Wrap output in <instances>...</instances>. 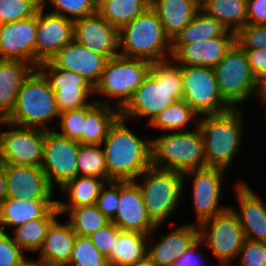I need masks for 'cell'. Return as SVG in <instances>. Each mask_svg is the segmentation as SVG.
<instances>
[{
  "label": "cell",
  "instance_id": "cell-1",
  "mask_svg": "<svg viewBox=\"0 0 266 266\" xmlns=\"http://www.w3.org/2000/svg\"><path fill=\"white\" fill-rule=\"evenodd\" d=\"M182 98V66L173 58L153 62L142 84L120 111V116L126 120L134 116L148 117L150 123L156 115Z\"/></svg>",
  "mask_w": 266,
  "mask_h": 266
},
{
  "label": "cell",
  "instance_id": "cell-2",
  "mask_svg": "<svg viewBox=\"0 0 266 266\" xmlns=\"http://www.w3.org/2000/svg\"><path fill=\"white\" fill-rule=\"evenodd\" d=\"M119 116L102 142L109 181H137L151 163V139L143 140Z\"/></svg>",
  "mask_w": 266,
  "mask_h": 266
},
{
  "label": "cell",
  "instance_id": "cell-3",
  "mask_svg": "<svg viewBox=\"0 0 266 266\" xmlns=\"http://www.w3.org/2000/svg\"><path fill=\"white\" fill-rule=\"evenodd\" d=\"M119 54L151 63L172 57L171 39L157 13L149 7L118 30ZM167 49V50H166ZM171 55V56H170Z\"/></svg>",
  "mask_w": 266,
  "mask_h": 266
},
{
  "label": "cell",
  "instance_id": "cell-4",
  "mask_svg": "<svg viewBox=\"0 0 266 266\" xmlns=\"http://www.w3.org/2000/svg\"><path fill=\"white\" fill-rule=\"evenodd\" d=\"M239 109L221 114H204L198 120L202 134L207 167L228 169L243 138V118Z\"/></svg>",
  "mask_w": 266,
  "mask_h": 266
},
{
  "label": "cell",
  "instance_id": "cell-5",
  "mask_svg": "<svg viewBox=\"0 0 266 266\" xmlns=\"http://www.w3.org/2000/svg\"><path fill=\"white\" fill-rule=\"evenodd\" d=\"M151 163L154 167L180 173L206 168L204 142L198 123L195 131L167 132L151 139Z\"/></svg>",
  "mask_w": 266,
  "mask_h": 266
},
{
  "label": "cell",
  "instance_id": "cell-6",
  "mask_svg": "<svg viewBox=\"0 0 266 266\" xmlns=\"http://www.w3.org/2000/svg\"><path fill=\"white\" fill-rule=\"evenodd\" d=\"M59 115L55 93L45 76L35 69L20 87L14 109L4 121L20 127L48 130L45 124Z\"/></svg>",
  "mask_w": 266,
  "mask_h": 266
},
{
  "label": "cell",
  "instance_id": "cell-7",
  "mask_svg": "<svg viewBox=\"0 0 266 266\" xmlns=\"http://www.w3.org/2000/svg\"><path fill=\"white\" fill-rule=\"evenodd\" d=\"M139 177L142 183L134 182L139 186L147 213L156 225H162L179 205L185 177L183 173L152 165Z\"/></svg>",
  "mask_w": 266,
  "mask_h": 266
},
{
  "label": "cell",
  "instance_id": "cell-8",
  "mask_svg": "<svg viewBox=\"0 0 266 266\" xmlns=\"http://www.w3.org/2000/svg\"><path fill=\"white\" fill-rule=\"evenodd\" d=\"M213 69L219 93L231 108H237L254 93L259 94L260 82L249 66L246 52L236 43Z\"/></svg>",
  "mask_w": 266,
  "mask_h": 266
},
{
  "label": "cell",
  "instance_id": "cell-9",
  "mask_svg": "<svg viewBox=\"0 0 266 266\" xmlns=\"http://www.w3.org/2000/svg\"><path fill=\"white\" fill-rule=\"evenodd\" d=\"M151 62L120 54L107 60L94 93L116 99L115 108L121 111L131 100L150 71ZM117 106V107H116Z\"/></svg>",
  "mask_w": 266,
  "mask_h": 266
},
{
  "label": "cell",
  "instance_id": "cell-10",
  "mask_svg": "<svg viewBox=\"0 0 266 266\" xmlns=\"http://www.w3.org/2000/svg\"><path fill=\"white\" fill-rule=\"evenodd\" d=\"M199 239L207 244L216 259L223 266L236 259L245 240L243 228L233 208L209 218L198 225ZM228 264V265H226Z\"/></svg>",
  "mask_w": 266,
  "mask_h": 266
},
{
  "label": "cell",
  "instance_id": "cell-11",
  "mask_svg": "<svg viewBox=\"0 0 266 266\" xmlns=\"http://www.w3.org/2000/svg\"><path fill=\"white\" fill-rule=\"evenodd\" d=\"M183 100L198 114H221L231 107L221 97L214 69L182 66Z\"/></svg>",
  "mask_w": 266,
  "mask_h": 266
},
{
  "label": "cell",
  "instance_id": "cell-12",
  "mask_svg": "<svg viewBox=\"0 0 266 266\" xmlns=\"http://www.w3.org/2000/svg\"><path fill=\"white\" fill-rule=\"evenodd\" d=\"M3 124L10 129L0 132V162L41 167L46 130L0 122V125Z\"/></svg>",
  "mask_w": 266,
  "mask_h": 266
},
{
  "label": "cell",
  "instance_id": "cell-13",
  "mask_svg": "<svg viewBox=\"0 0 266 266\" xmlns=\"http://www.w3.org/2000/svg\"><path fill=\"white\" fill-rule=\"evenodd\" d=\"M80 143L61 136L51 129L46 130L41 168L50 186L62 188L77 176V156Z\"/></svg>",
  "mask_w": 266,
  "mask_h": 266
},
{
  "label": "cell",
  "instance_id": "cell-14",
  "mask_svg": "<svg viewBox=\"0 0 266 266\" xmlns=\"http://www.w3.org/2000/svg\"><path fill=\"white\" fill-rule=\"evenodd\" d=\"M37 69L45 76L55 93L60 113L79 109L93 102L88 101V98L94 95V88L78 73L56 68L50 61L41 63Z\"/></svg>",
  "mask_w": 266,
  "mask_h": 266
},
{
  "label": "cell",
  "instance_id": "cell-15",
  "mask_svg": "<svg viewBox=\"0 0 266 266\" xmlns=\"http://www.w3.org/2000/svg\"><path fill=\"white\" fill-rule=\"evenodd\" d=\"M226 169L218 167H206L203 169L191 170L183 173V177L193 175V203L197 215L196 225L213 218L228 207L219 206L221 198L222 178Z\"/></svg>",
  "mask_w": 266,
  "mask_h": 266
},
{
  "label": "cell",
  "instance_id": "cell-16",
  "mask_svg": "<svg viewBox=\"0 0 266 266\" xmlns=\"http://www.w3.org/2000/svg\"><path fill=\"white\" fill-rule=\"evenodd\" d=\"M37 13L29 18L0 24V59L28 62L35 67Z\"/></svg>",
  "mask_w": 266,
  "mask_h": 266
},
{
  "label": "cell",
  "instance_id": "cell-17",
  "mask_svg": "<svg viewBox=\"0 0 266 266\" xmlns=\"http://www.w3.org/2000/svg\"><path fill=\"white\" fill-rule=\"evenodd\" d=\"M44 6L37 12L35 68L49 61L63 46L73 40V21L48 12Z\"/></svg>",
  "mask_w": 266,
  "mask_h": 266
},
{
  "label": "cell",
  "instance_id": "cell-18",
  "mask_svg": "<svg viewBox=\"0 0 266 266\" xmlns=\"http://www.w3.org/2000/svg\"><path fill=\"white\" fill-rule=\"evenodd\" d=\"M73 39L107 59L119 54L118 29L98 13L73 21Z\"/></svg>",
  "mask_w": 266,
  "mask_h": 266
},
{
  "label": "cell",
  "instance_id": "cell-19",
  "mask_svg": "<svg viewBox=\"0 0 266 266\" xmlns=\"http://www.w3.org/2000/svg\"><path fill=\"white\" fill-rule=\"evenodd\" d=\"M112 222L121 231L150 234L156 228L147 213L139 186L134 181H119L118 210Z\"/></svg>",
  "mask_w": 266,
  "mask_h": 266
},
{
  "label": "cell",
  "instance_id": "cell-20",
  "mask_svg": "<svg viewBox=\"0 0 266 266\" xmlns=\"http://www.w3.org/2000/svg\"><path fill=\"white\" fill-rule=\"evenodd\" d=\"M107 58L74 39L63 46L49 61L56 67L84 77L94 88L100 81Z\"/></svg>",
  "mask_w": 266,
  "mask_h": 266
},
{
  "label": "cell",
  "instance_id": "cell-21",
  "mask_svg": "<svg viewBox=\"0 0 266 266\" xmlns=\"http://www.w3.org/2000/svg\"><path fill=\"white\" fill-rule=\"evenodd\" d=\"M7 197L15 199H52L50 186L41 167L4 164Z\"/></svg>",
  "mask_w": 266,
  "mask_h": 266
},
{
  "label": "cell",
  "instance_id": "cell-22",
  "mask_svg": "<svg viewBox=\"0 0 266 266\" xmlns=\"http://www.w3.org/2000/svg\"><path fill=\"white\" fill-rule=\"evenodd\" d=\"M198 239V225L193 223L180 226L169 234L162 235L155 245L148 241L147 261L156 266H173Z\"/></svg>",
  "mask_w": 266,
  "mask_h": 266
},
{
  "label": "cell",
  "instance_id": "cell-23",
  "mask_svg": "<svg viewBox=\"0 0 266 266\" xmlns=\"http://www.w3.org/2000/svg\"><path fill=\"white\" fill-rule=\"evenodd\" d=\"M240 214L233 209L243 228L246 239L266 242V204L252 191L247 183L239 182L236 187Z\"/></svg>",
  "mask_w": 266,
  "mask_h": 266
},
{
  "label": "cell",
  "instance_id": "cell-24",
  "mask_svg": "<svg viewBox=\"0 0 266 266\" xmlns=\"http://www.w3.org/2000/svg\"><path fill=\"white\" fill-rule=\"evenodd\" d=\"M235 43V37H216L182 45L171 58L181 66L214 68Z\"/></svg>",
  "mask_w": 266,
  "mask_h": 266
},
{
  "label": "cell",
  "instance_id": "cell-25",
  "mask_svg": "<svg viewBox=\"0 0 266 266\" xmlns=\"http://www.w3.org/2000/svg\"><path fill=\"white\" fill-rule=\"evenodd\" d=\"M76 236L68 222L61 224L56 219L51 224L39 249V261L45 266H67Z\"/></svg>",
  "mask_w": 266,
  "mask_h": 266
},
{
  "label": "cell",
  "instance_id": "cell-26",
  "mask_svg": "<svg viewBox=\"0 0 266 266\" xmlns=\"http://www.w3.org/2000/svg\"><path fill=\"white\" fill-rule=\"evenodd\" d=\"M160 225L150 233L121 231L106 257L109 266H138L147 261L148 240Z\"/></svg>",
  "mask_w": 266,
  "mask_h": 266
},
{
  "label": "cell",
  "instance_id": "cell-27",
  "mask_svg": "<svg viewBox=\"0 0 266 266\" xmlns=\"http://www.w3.org/2000/svg\"><path fill=\"white\" fill-rule=\"evenodd\" d=\"M53 199H15L6 198L0 205V231L5 232L6 226L17 227L28 221L43 218L54 206Z\"/></svg>",
  "mask_w": 266,
  "mask_h": 266
},
{
  "label": "cell",
  "instance_id": "cell-28",
  "mask_svg": "<svg viewBox=\"0 0 266 266\" xmlns=\"http://www.w3.org/2000/svg\"><path fill=\"white\" fill-rule=\"evenodd\" d=\"M35 69L28 62L0 60V115L4 119L11 114L20 87Z\"/></svg>",
  "mask_w": 266,
  "mask_h": 266
},
{
  "label": "cell",
  "instance_id": "cell-29",
  "mask_svg": "<svg viewBox=\"0 0 266 266\" xmlns=\"http://www.w3.org/2000/svg\"><path fill=\"white\" fill-rule=\"evenodd\" d=\"M165 33L172 40L200 10L196 0H151Z\"/></svg>",
  "mask_w": 266,
  "mask_h": 266
},
{
  "label": "cell",
  "instance_id": "cell-30",
  "mask_svg": "<svg viewBox=\"0 0 266 266\" xmlns=\"http://www.w3.org/2000/svg\"><path fill=\"white\" fill-rule=\"evenodd\" d=\"M216 37H235V33L200 9L194 18L171 40V54L173 55L182 45Z\"/></svg>",
  "mask_w": 266,
  "mask_h": 266
},
{
  "label": "cell",
  "instance_id": "cell-31",
  "mask_svg": "<svg viewBox=\"0 0 266 266\" xmlns=\"http://www.w3.org/2000/svg\"><path fill=\"white\" fill-rule=\"evenodd\" d=\"M104 100V101H103ZM95 100L97 104L86 114L80 144L101 145L110 126L120 116V111L112 107L105 99Z\"/></svg>",
  "mask_w": 266,
  "mask_h": 266
},
{
  "label": "cell",
  "instance_id": "cell-32",
  "mask_svg": "<svg viewBox=\"0 0 266 266\" xmlns=\"http://www.w3.org/2000/svg\"><path fill=\"white\" fill-rule=\"evenodd\" d=\"M107 183L106 180L93 176H76L60 188L62 196L70 199L69 203L57 200L58 208H77L81 206L96 205L102 187Z\"/></svg>",
  "mask_w": 266,
  "mask_h": 266
},
{
  "label": "cell",
  "instance_id": "cell-33",
  "mask_svg": "<svg viewBox=\"0 0 266 266\" xmlns=\"http://www.w3.org/2000/svg\"><path fill=\"white\" fill-rule=\"evenodd\" d=\"M200 9L235 34L247 24V0H204Z\"/></svg>",
  "mask_w": 266,
  "mask_h": 266
},
{
  "label": "cell",
  "instance_id": "cell-34",
  "mask_svg": "<svg viewBox=\"0 0 266 266\" xmlns=\"http://www.w3.org/2000/svg\"><path fill=\"white\" fill-rule=\"evenodd\" d=\"M60 215L57 205L43 218L28 221L14 228V241L24 251H37L41 248L51 224Z\"/></svg>",
  "mask_w": 266,
  "mask_h": 266
},
{
  "label": "cell",
  "instance_id": "cell-35",
  "mask_svg": "<svg viewBox=\"0 0 266 266\" xmlns=\"http://www.w3.org/2000/svg\"><path fill=\"white\" fill-rule=\"evenodd\" d=\"M151 0H107L98 8L97 13L118 30L144 13Z\"/></svg>",
  "mask_w": 266,
  "mask_h": 266
},
{
  "label": "cell",
  "instance_id": "cell-36",
  "mask_svg": "<svg viewBox=\"0 0 266 266\" xmlns=\"http://www.w3.org/2000/svg\"><path fill=\"white\" fill-rule=\"evenodd\" d=\"M58 210L60 214H69L68 223L77 236H89L111 222L96 205Z\"/></svg>",
  "mask_w": 266,
  "mask_h": 266
},
{
  "label": "cell",
  "instance_id": "cell-37",
  "mask_svg": "<svg viewBox=\"0 0 266 266\" xmlns=\"http://www.w3.org/2000/svg\"><path fill=\"white\" fill-rule=\"evenodd\" d=\"M197 113L183 100H178L160 112L149 123L150 127L167 132L188 131L186 126ZM187 129V130H185Z\"/></svg>",
  "mask_w": 266,
  "mask_h": 266
},
{
  "label": "cell",
  "instance_id": "cell-38",
  "mask_svg": "<svg viewBox=\"0 0 266 266\" xmlns=\"http://www.w3.org/2000/svg\"><path fill=\"white\" fill-rule=\"evenodd\" d=\"M101 145L80 144L77 156V176H93L108 182V170Z\"/></svg>",
  "mask_w": 266,
  "mask_h": 266
},
{
  "label": "cell",
  "instance_id": "cell-39",
  "mask_svg": "<svg viewBox=\"0 0 266 266\" xmlns=\"http://www.w3.org/2000/svg\"><path fill=\"white\" fill-rule=\"evenodd\" d=\"M67 266H109L107 258L96 248L88 236H76Z\"/></svg>",
  "mask_w": 266,
  "mask_h": 266
},
{
  "label": "cell",
  "instance_id": "cell-40",
  "mask_svg": "<svg viewBox=\"0 0 266 266\" xmlns=\"http://www.w3.org/2000/svg\"><path fill=\"white\" fill-rule=\"evenodd\" d=\"M42 6L50 3L53 11L50 13L65 17L72 21L97 13L94 0H42Z\"/></svg>",
  "mask_w": 266,
  "mask_h": 266
},
{
  "label": "cell",
  "instance_id": "cell-41",
  "mask_svg": "<svg viewBox=\"0 0 266 266\" xmlns=\"http://www.w3.org/2000/svg\"><path fill=\"white\" fill-rule=\"evenodd\" d=\"M42 0H0V24L35 15L42 7Z\"/></svg>",
  "mask_w": 266,
  "mask_h": 266
},
{
  "label": "cell",
  "instance_id": "cell-42",
  "mask_svg": "<svg viewBox=\"0 0 266 266\" xmlns=\"http://www.w3.org/2000/svg\"><path fill=\"white\" fill-rule=\"evenodd\" d=\"M97 104L94 101L88 105L79 109H73L60 113L57 126L62 128V132H57L61 136L67 137L70 140L78 141L81 138L83 131V121L86 118V114Z\"/></svg>",
  "mask_w": 266,
  "mask_h": 266
},
{
  "label": "cell",
  "instance_id": "cell-43",
  "mask_svg": "<svg viewBox=\"0 0 266 266\" xmlns=\"http://www.w3.org/2000/svg\"><path fill=\"white\" fill-rule=\"evenodd\" d=\"M241 49H266V25L246 24L235 34Z\"/></svg>",
  "mask_w": 266,
  "mask_h": 266
},
{
  "label": "cell",
  "instance_id": "cell-44",
  "mask_svg": "<svg viewBox=\"0 0 266 266\" xmlns=\"http://www.w3.org/2000/svg\"><path fill=\"white\" fill-rule=\"evenodd\" d=\"M238 258L239 266H266V242L245 238Z\"/></svg>",
  "mask_w": 266,
  "mask_h": 266
},
{
  "label": "cell",
  "instance_id": "cell-45",
  "mask_svg": "<svg viewBox=\"0 0 266 266\" xmlns=\"http://www.w3.org/2000/svg\"><path fill=\"white\" fill-rule=\"evenodd\" d=\"M106 184L109 186L106 189ZM119 204V181H109L102 187L97 198V208L109 219L113 220Z\"/></svg>",
  "mask_w": 266,
  "mask_h": 266
},
{
  "label": "cell",
  "instance_id": "cell-46",
  "mask_svg": "<svg viewBox=\"0 0 266 266\" xmlns=\"http://www.w3.org/2000/svg\"><path fill=\"white\" fill-rule=\"evenodd\" d=\"M13 237L0 231V266H20L26 257Z\"/></svg>",
  "mask_w": 266,
  "mask_h": 266
},
{
  "label": "cell",
  "instance_id": "cell-47",
  "mask_svg": "<svg viewBox=\"0 0 266 266\" xmlns=\"http://www.w3.org/2000/svg\"><path fill=\"white\" fill-rule=\"evenodd\" d=\"M121 230L111 221L108 225L100 228L88 237L96 248L107 257L111 253L114 241Z\"/></svg>",
  "mask_w": 266,
  "mask_h": 266
},
{
  "label": "cell",
  "instance_id": "cell-48",
  "mask_svg": "<svg viewBox=\"0 0 266 266\" xmlns=\"http://www.w3.org/2000/svg\"><path fill=\"white\" fill-rule=\"evenodd\" d=\"M246 52L249 66L256 77L261 82L266 79V49H242Z\"/></svg>",
  "mask_w": 266,
  "mask_h": 266
},
{
  "label": "cell",
  "instance_id": "cell-49",
  "mask_svg": "<svg viewBox=\"0 0 266 266\" xmlns=\"http://www.w3.org/2000/svg\"><path fill=\"white\" fill-rule=\"evenodd\" d=\"M247 24L266 25V0H247Z\"/></svg>",
  "mask_w": 266,
  "mask_h": 266
},
{
  "label": "cell",
  "instance_id": "cell-50",
  "mask_svg": "<svg viewBox=\"0 0 266 266\" xmlns=\"http://www.w3.org/2000/svg\"><path fill=\"white\" fill-rule=\"evenodd\" d=\"M200 245L203 246L204 244L198 239L176 260L173 266H204L203 258H201L197 248Z\"/></svg>",
  "mask_w": 266,
  "mask_h": 266
},
{
  "label": "cell",
  "instance_id": "cell-51",
  "mask_svg": "<svg viewBox=\"0 0 266 266\" xmlns=\"http://www.w3.org/2000/svg\"><path fill=\"white\" fill-rule=\"evenodd\" d=\"M7 198V183L4 172V164L0 162V205Z\"/></svg>",
  "mask_w": 266,
  "mask_h": 266
},
{
  "label": "cell",
  "instance_id": "cell-52",
  "mask_svg": "<svg viewBox=\"0 0 266 266\" xmlns=\"http://www.w3.org/2000/svg\"><path fill=\"white\" fill-rule=\"evenodd\" d=\"M265 104H266V79L260 82L259 94H258Z\"/></svg>",
  "mask_w": 266,
  "mask_h": 266
},
{
  "label": "cell",
  "instance_id": "cell-53",
  "mask_svg": "<svg viewBox=\"0 0 266 266\" xmlns=\"http://www.w3.org/2000/svg\"><path fill=\"white\" fill-rule=\"evenodd\" d=\"M20 266H45L44 264H42L40 261H31L28 260V258L20 265Z\"/></svg>",
  "mask_w": 266,
  "mask_h": 266
},
{
  "label": "cell",
  "instance_id": "cell-54",
  "mask_svg": "<svg viewBox=\"0 0 266 266\" xmlns=\"http://www.w3.org/2000/svg\"><path fill=\"white\" fill-rule=\"evenodd\" d=\"M105 1H107V0H94L97 8Z\"/></svg>",
  "mask_w": 266,
  "mask_h": 266
},
{
  "label": "cell",
  "instance_id": "cell-55",
  "mask_svg": "<svg viewBox=\"0 0 266 266\" xmlns=\"http://www.w3.org/2000/svg\"><path fill=\"white\" fill-rule=\"evenodd\" d=\"M138 266H156V265L150 264L148 261H146L145 263L139 264Z\"/></svg>",
  "mask_w": 266,
  "mask_h": 266
},
{
  "label": "cell",
  "instance_id": "cell-56",
  "mask_svg": "<svg viewBox=\"0 0 266 266\" xmlns=\"http://www.w3.org/2000/svg\"><path fill=\"white\" fill-rule=\"evenodd\" d=\"M5 119L0 115V122L4 121Z\"/></svg>",
  "mask_w": 266,
  "mask_h": 266
},
{
  "label": "cell",
  "instance_id": "cell-57",
  "mask_svg": "<svg viewBox=\"0 0 266 266\" xmlns=\"http://www.w3.org/2000/svg\"><path fill=\"white\" fill-rule=\"evenodd\" d=\"M196 1L201 4L204 0H196Z\"/></svg>",
  "mask_w": 266,
  "mask_h": 266
}]
</instances>
